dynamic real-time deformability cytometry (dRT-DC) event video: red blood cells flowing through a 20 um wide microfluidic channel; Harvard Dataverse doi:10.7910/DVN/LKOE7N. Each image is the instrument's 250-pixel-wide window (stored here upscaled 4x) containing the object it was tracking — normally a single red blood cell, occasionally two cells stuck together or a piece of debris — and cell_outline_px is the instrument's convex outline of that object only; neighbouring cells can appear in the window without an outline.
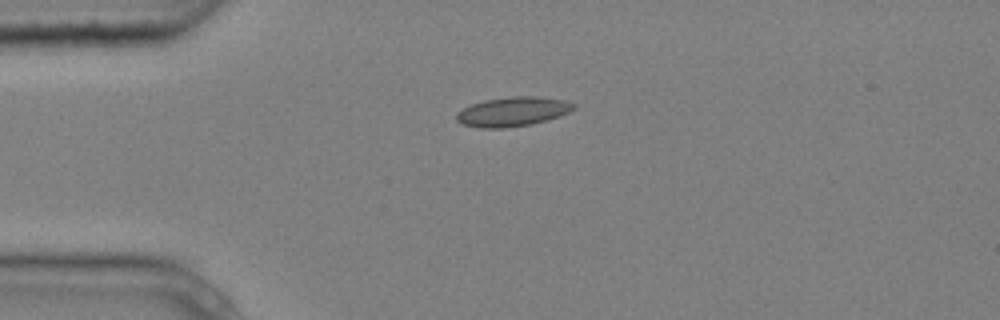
{"species": "common noctule bat (a hibernating species)", "species_latin": "Nyctalus noctula", "temperature_condition": "cold", "stored_images_in_passage": 4, "camera_frame_rate_fps": 3000, "um_per_image_px": 0.085, "animal": {"sex": "male", "body_mass_g": 20.4}, "frame": {"image": 1, "passage_image": 4, "time_ms": 1.0, "image_size_px": [1000, 320], "cell_outline_px": [[576, 108], [560, 116], [548, 120], [532, 124], [504, 128], [480, 128], [460, 124], [456, 120], [456, 112], [472, 104], [484, 100], [512, 96], [536, 96], [564, 100], [576, 104]], "centroid_in_image_um": [43.58, 9.49], "position_along_channel_um": 41.4, "area_um2": 20.23}}